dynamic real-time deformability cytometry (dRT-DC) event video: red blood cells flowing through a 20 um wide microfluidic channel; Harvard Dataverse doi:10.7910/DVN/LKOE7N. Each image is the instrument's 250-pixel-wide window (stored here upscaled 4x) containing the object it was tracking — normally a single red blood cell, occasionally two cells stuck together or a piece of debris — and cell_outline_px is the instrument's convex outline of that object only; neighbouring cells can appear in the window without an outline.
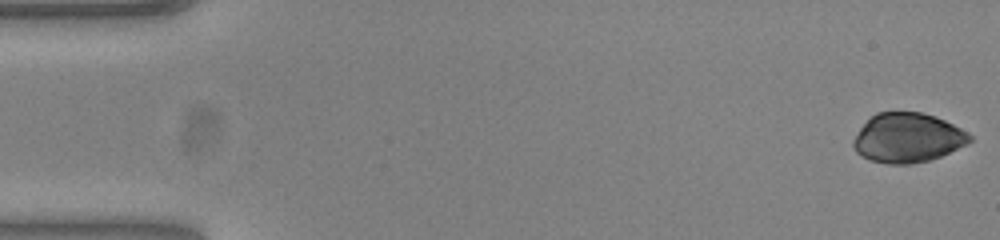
{"species": "common noctule bat (a hibernating species)", "species_latin": "Nyctalus noctula", "temperature_condition": "warm", "stored_images_in_passage": 53, "camera_frame_rate_fps": 3000, "um_per_image_px": 0.085, "animal": {"sex": "female", "body_mass_g": 23.0, "forearm_length_mm": 53.4}, "frame": {"image": 1, "passage_image": 1, "time_ms": 0.0, "image_size_px": [1000, 240], "cell_outline_px": [[972, 140], [968, 144], [940, 156], [928, 160], [912, 164], [888, 164], [872, 160], [856, 152], [852, 144], [852, 140], [860, 128], [876, 112], [920, 112], [936, 116], [968, 132], [972, 136]], "centroid_in_image_um": [77.16, 11.71], "position_along_channel_um": 7.8, "area_um2": 33.41}}